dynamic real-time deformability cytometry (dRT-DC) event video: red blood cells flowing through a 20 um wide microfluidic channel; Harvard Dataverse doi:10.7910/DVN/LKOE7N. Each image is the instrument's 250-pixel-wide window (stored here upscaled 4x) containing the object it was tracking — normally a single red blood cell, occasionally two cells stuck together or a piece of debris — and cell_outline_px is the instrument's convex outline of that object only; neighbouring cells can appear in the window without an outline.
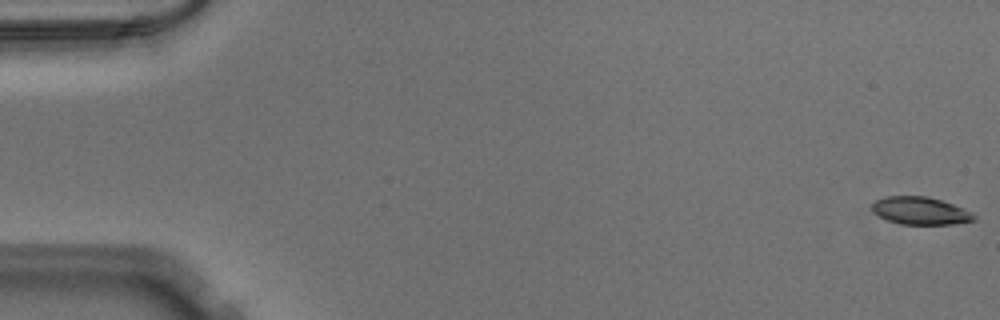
{"species": "Egyptian fruit bat (a non-hibernating species)", "species_latin": "Rousettus aegyptiacus", "temperature_condition": "warm", "stored_images_in_passage": 52, "camera_frame_rate_fps": 3000, "um_per_image_px": 0.085, "animal": {"sex": "male"}, "frame": {"image": 1, "passage_image": 1, "time_ms": 0.0, "image_size_px": [1000, 320], "cell_outline_px": [[976, 220], [952, 224], [900, 224], [888, 220], [872, 212], [872, 204], [876, 200], [884, 196], [928, 196], [964, 208], [972, 212], [976, 216]], "centroid_in_image_um": [78.23, 17.91], "position_along_channel_um": 6.8, "area_um2": 16.42}}
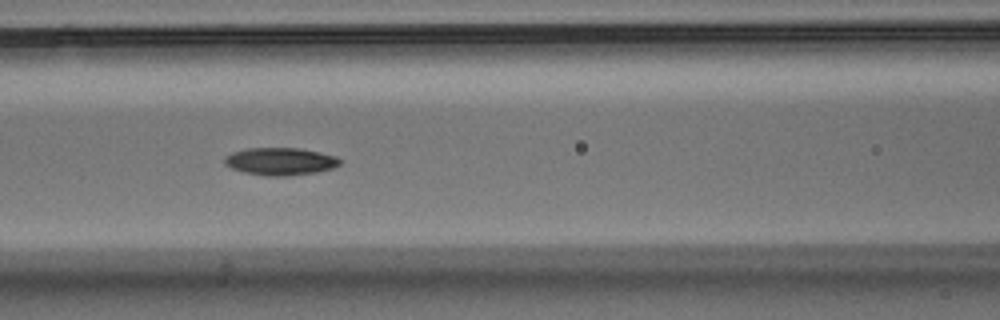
{"frame": {"image": 2, "passage_image": 23, "time_ms": 7.333, "image_size_px": [1000, 320], "cell_outline_px": [[340, 164], [332, 168], [316, 172], [284, 176], [268, 176], [244, 172], [232, 168], [224, 164], [224, 156], [232, 152], [248, 148], [300, 148], [320, 152], [336, 156], [340, 160]], "centroid_in_image_um": [23.81, 13.71], "position_along_channel_um": 142.8, "area_um2": 18.44}}
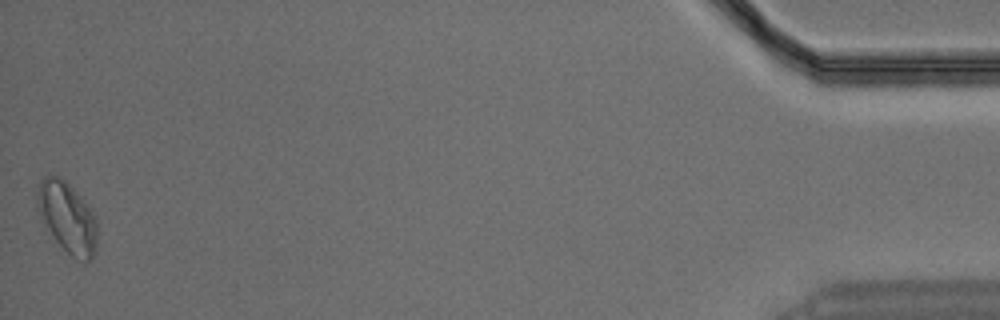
{"frame": {"image": 3, "passage_image": 52, "time_ms": 17.0, "image_size_px": [1000, 320], "cell_outline_px": [[96, 244], [92, 256], [88, 260], [84, 260], [72, 256], [56, 240], [40, 216], [36, 204], [36, 192], [40, 180], [44, 176], [60, 176], [92, 208], [96, 216]], "centroid_in_image_um": [5.71, 18.42], "position_along_channel_um": 429.5, "area_um2": 24.28}}